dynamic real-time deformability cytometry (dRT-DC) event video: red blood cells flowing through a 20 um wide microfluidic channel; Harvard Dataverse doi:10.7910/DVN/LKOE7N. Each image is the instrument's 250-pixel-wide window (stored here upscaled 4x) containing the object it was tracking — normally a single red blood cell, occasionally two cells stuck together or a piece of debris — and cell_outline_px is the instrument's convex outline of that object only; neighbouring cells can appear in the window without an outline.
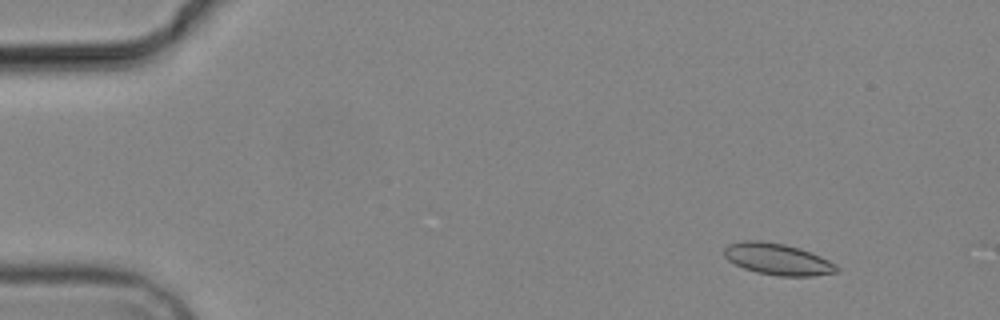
{"species": "common noctule bat (a hibernating species)", "species_latin": "Nyctalus noctula", "temperature_condition": "cold", "stored_images_in_passage": 6, "camera_frame_rate_fps": 3000, "um_per_image_px": 0.085, "animal": {"sex": "male", "body_mass_g": 19.2, "forearm_length_mm": 51.8}, "frame": {"image": 1, "passage_image": 2, "time_ms": 1.333, "image_size_px": [1000, 320], "cell_outline_px": [[840, 268], [836, 272], [812, 276], [780, 276], [756, 272], [744, 268], [728, 260], [724, 256], [724, 248], [728, 244], [744, 240], [760, 240], [784, 244], [800, 248], [820, 256], [836, 264]], "centroid_in_image_um": [66.09, 22.02], "position_along_channel_um": 18.9, "area_um2": 20.63}}
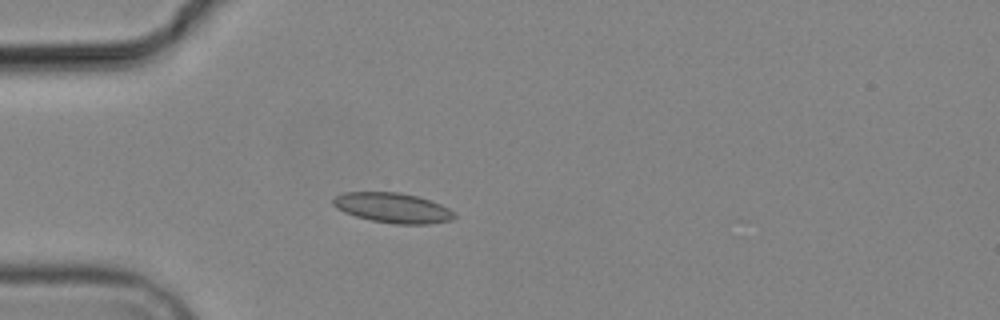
{"frame": {"image": 2, "passage_image": 5, "time_ms": 4.667, "image_size_px": [1000, 320], "cell_outline_px": [[456, 216], [452, 220], [428, 224], [396, 224], [372, 220], [356, 216], [344, 212], [336, 208], [332, 204], [332, 200], [336, 196], [344, 192], [400, 192], [416, 196], [440, 204], [456, 212]], "centroid_in_image_um": [33.39, 17.67], "position_along_channel_um": 51.6, "area_um2": 21.15}}